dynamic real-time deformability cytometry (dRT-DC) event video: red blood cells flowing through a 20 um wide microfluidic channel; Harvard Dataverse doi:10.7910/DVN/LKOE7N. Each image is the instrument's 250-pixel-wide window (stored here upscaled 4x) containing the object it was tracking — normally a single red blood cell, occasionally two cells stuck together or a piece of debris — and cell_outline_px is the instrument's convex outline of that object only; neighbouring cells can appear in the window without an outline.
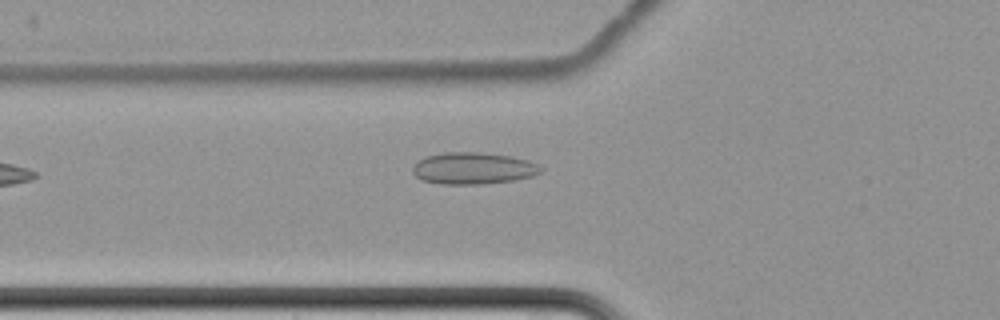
{"species": "common noctule bat (a hibernating species)", "species_latin": "Nyctalus noctula", "temperature_condition": "cold", "stored_images_in_passage": 6, "camera_frame_rate_fps": 3000, "um_per_image_px": 0.085, "animal": {"sex": "female", "body_mass_g": 22.7, "forearm_length_mm": 54.2}, "frame": {"image": 1, "passage_image": 6, "time_ms": 7.0, "image_size_px": [1000, 320], "cell_outline_px": [[544, 172], [532, 176], [512, 180], [484, 184], [440, 184], [420, 180], [412, 172], [412, 168], [424, 156], [444, 152], [476, 152], [512, 156], [528, 160], [544, 168]], "centroid_in_image_um": [40.22, 14.31], "position_along_channel_um": 85.6, "area_um2": 23.87}}